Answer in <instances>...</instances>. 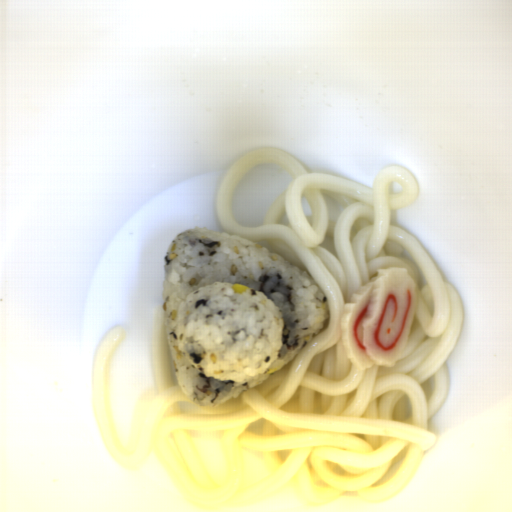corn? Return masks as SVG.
<instances>
[{
	"label": "corn",
	"mask_w": 512,
	"mask_h": 512,
	"mask_svg": "<svg viewBox=\"0 0 512 512\" xmlns=\"http://www.w3.org/2000/svg\"><path fill=\"white\" fill-rule=\"evenodd\" d=\"M276 372V369H269L266 371V374H268V377L271 376L273 373Z\"/></svg>",
	"instance_id": "corn-2"
},
{
	"label": "corn",
	"mask_w": 512,
	"mask_h": 512,
	"mask_svg": "<svg viewBox=\"0 0 512 512\" xmlns=\"http://www.w3.org/2000/svg\"><path fill=\"white\" fill-rule=\"evenodd\" d=\"M232 293L235 294H242L243 292H246L248 290V287L244 286L243 284L234 283L231 286Z\"/></svg>",
	"instance_id": "corn-1"
}]
</instances>
